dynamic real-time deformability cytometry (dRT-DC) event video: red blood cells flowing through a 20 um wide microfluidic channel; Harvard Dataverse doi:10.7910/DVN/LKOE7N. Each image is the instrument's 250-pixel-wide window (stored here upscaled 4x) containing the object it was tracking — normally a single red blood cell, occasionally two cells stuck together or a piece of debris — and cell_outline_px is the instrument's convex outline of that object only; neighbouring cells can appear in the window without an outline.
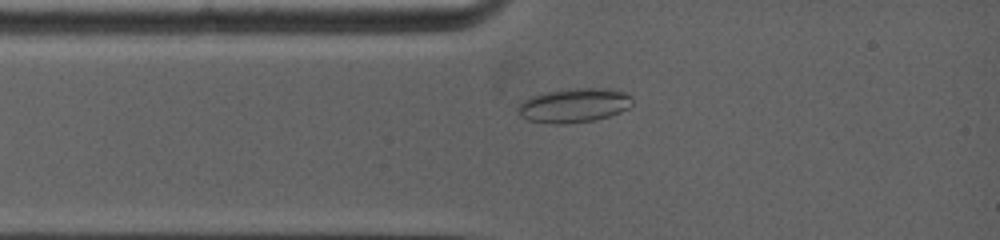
{"species": "common noctule bat (a hibernating species)", "species_latin": "Nyctalus noctula", "temperature_condition": "warm", "stored_images_in_passage": 39, "camera_frame_rate_fps": 5000, "um_per_image_px": 0.085, "animal": {"sex": "female", "body_mass_g": 19.0, "forearm_length_mm": 53.3}, "frame": {"image": 1, "passage_image": 3, "time_ms": 1.4, "image_size_px": [1000, 240], "cell_outline_px": [[632, 104], [628, 108], [620, 112], [608, 116], [592, 120], [560, 124], [552, 124], [528, 120], [520, 116], [516, 112], [516, 108], [520, 100], [528, 96], [544, 92], [568, 88], [608, 88], [624, 92], [632, 96]], "centroid_in_image_um": [48.72, 8.94], "position_along_channel_um": 36.3, "area_um2": 23.18}}
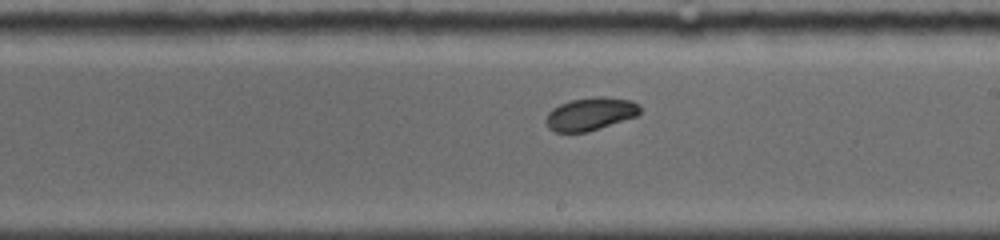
{"frame": {"image": 2, "passage_image": 19, "time_ms": 6.6, "image_size_px": [1000, 240], "cell_outline_px": [[640, 112], [636, 116], [588, 132], [556, 132], [548, 128], [544, 120], [548, 112], [552, 108], [560, 104], [572, 100], [600, 96], [604, 96], [632, 100], [640, 104]], "centroid_in_image_um": [50.17, 9.68], "position_along_channel_um": 238.8, "area_um2": 18.09}}
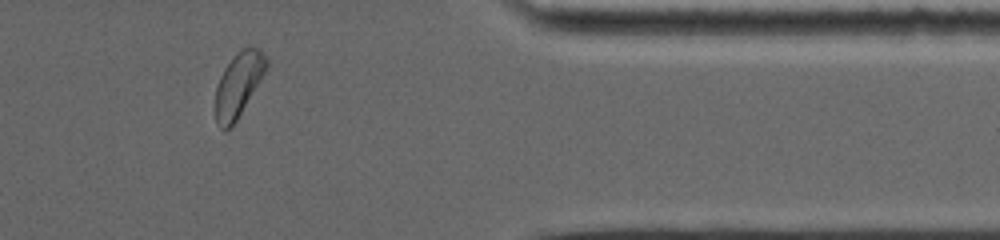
{"frame": {"image": 3, "passage_image": 34, "time_ms": 11.0, "image_size_px": [1000, 240], "cell_outline_px": [[268, 64], [264, 72], [236, 120], [224, 132], [216, 124], [212, 108], [212, 104], [216, 88], [220, 76], [224, 68], [236, 52], [244, 48], [256, 48], [268, 60]], "centroid_in_image_um": [20.16, 7.26], "position_along_channel_um": 391.2, "area_um2": 18.9}, "authors_computed_cell_mechanics": {"area_um2": 18.3804, "velocity_mm_per_s": 3.9438, "shape_relaxation_time_tau1_ms": 2.9138, "shape_relaxation_time_tau2_ms": null, "deformation_change_tau1": 0.0913, "deformation_change_tau2": null}}